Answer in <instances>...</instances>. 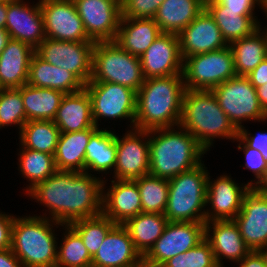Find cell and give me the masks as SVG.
<instances>
[{"mask_svg":"<svg viewBox=\"0 0 267 267\" xmlns=\"http://www.w3.org/2000/svg\"><path fill=\"white\" fill-rule=\"evenodd\" d=\"M161 267H219L210 243L204 239L196 247L180 253Z\"/></svg>","mask_w":267,"mask_h":267,"instance_id":"obj_41","label":"cell"},{"mask_svg":"<svg viewBox=\"0 0 267 267\" xmlns=\"http://www.w3.org/2000/svg\"><path fill=\"white\" fill-rule=\"evenodd\" d=\"M60 133L53 120L27 121L19 133L20 144L24 148L55 155Z\"/></svg>","mask_w":267,"mask_h":267,"instance_id":"obj_35","label":"cell"},{"mask_svg":"<svg viewBox=\"0 0 267 267\" xmlns=\"http://www.w3.org/2000/svg\"><path fill=\"white\" fill-rule=\"evenodd\" d=\"M227 10L254 11L255 5H260L256 0H217Z\"/></svg>","mask_w":267,"mask_h":267,"instance_id":"obj_47","label":"cell"},{"mask_svg":"<svg viewBox=\"0 0 267 267\" xmlns=\"http://www.w3.org/2000/svg\"><path fill=\"white\" fill-rule=\"evenodd\" d=\"M91 267H144L143 257L123 224H116L108 232L92 257Z\"/></svg>","mask_w":267,"mask_h":267,"instance_id":"obj_18","label":"cell"},{"mask_svg":"<svg viewBox=\"0 0 267 267\" xmlns=\"http://www.w3.org/2000/svg\"><path fill=\"white\" fill-rule=\"evenodd\" d=\"M174 128L149 130V174L169 180L202 163L206 150L183 127Z\"/></svg>","mask_w":267,"mask_h":267,"instance_id":"obj_3","label":"cell"},{"mask_svg":"<svg viewBox=\"0 0 267 267\" xmlns=\"http://www.w3.org/2000/svg\"><path fill=\"white\" fill-rule=\"evenodd\" d=\"M184 86L187 90H212L236 76L233 53L229 46L186 57L183 61Z\"/></svg>","mask_w":267,"mask_h":267,"instance_id":"obj_8","label":"cell"},{"mask_svg":"<svg viewBox=\"0 0 267 267\" xmlns=\"http://www.w3.org/2000/svg\"><path fill=\"white\" fill-rule=\"evenodd\" d=\"M74 4L91 41L115 40L121 19L118 0H77Z\"/></svg>","mask_w":267,"mask_h":267,"instance_id":"obj_16","label":"cell"},{"mask_svg":"<svg viewBox=\"0 0 267 267\" xmlns=\"http://www.w3.org/2000/svg\"><path fill=\"white\" fill-rule=\"evenodd\" d=\"M260 106L267 114V84L256 88Z\"/></svg>","mask_w":267,"mask_h":267,"instance_id":"obj_50","label":"cell"},{"mask_svg":"<svg viewBox=\"0 0 267 267\" xmlns=\"http://www.w3.org/2000/svg\"><path fill=\"white\" fill-rule=\"evenodd\" d=\"M8 3L0 0V29H5L6 26Z\"/></svg>","mask_w":267,"mask_h":267,"instance_id":"obj_51","label":"cell"},{"mask_svg":"<svg viewBox=\"0 0 267 267\" xmlns=\"http://www.w3.org/2000/svg\"><path fill=\"white\" fill-rule=\"evenodd\" d=\"M35 5L9 2L5 26L11 39L25 42L34 49L46 38L40 0Z\"/></svg>","mask_w":267,"mask_h":267,"instance_id":"obj_21","label":"cell"},{"mask_svg":"<svg viewBox=\"0 0 267 267\" xmlns=\"http://www.w3.org/2000/svg\"><path fill=\"white\" fill-rule=\"evenodd\" d=\"M263 10H264V12H266V17H267V2H266V5H265Z\"/></svg>","mask_w":267,"mask_h":267,"instance_id":"obj_56","label":"cell"},{"mask_svg":"<svg viewBox=\"0 0 267 267\" xmlns=\"http://www.w3.org/2000/svg\"><path fill=\"white\" fill-rule=\"evenodd\" d=\"M164 0H123L121 2V17L154 18Z\"/></svg>","mask_w":267,"mask_h":267,"instance_id":"obj_43","label":"cell"},{"mask_svg":"<svg viewBox=\"0 0 267 267\" xmlns=\"http://www.w3.org/2000/svg\"><path fill=\"white\" fill-rule=\"evenodd\" d=\"M21 95L26 112V122L53 120L65 96L58 90L34 87L29 84L21 87Z\"/></svg>","mask_w":267,"mask_h":267,"instance_id":"obj_33","label":"cell"},{"mask_svg":"<svg viewBox=\"0 0 267 267\" xmlns=\"http://www.w3.org/2000/svg\"><path fill=\"white\" fill-rule=\"evenodd\" d=\"M258 251L262 255L265 265L267 267V243L263 245Z\"/></svg>","mask_w":267,"mask_h":267,"instance_id":"obj_53","label":"cell"},{"mask_svg":"<svg viewBox=\"0 0 267 267\" xmlns=\"http://www.w3.org/2000/svg\"><path fill=\"white\" fill-rule=\"evenodd\" d=\"M85 88L91 100L92 117L99 128L100 118L127 119L135 128L137 92L116 83H87ZM99 119V120H98Z\"/></svg>","mask_w":267,"mask_h":267,"instance_id":"obj_10","label":"cell"},{"mask_svg":"<svg viewBox=\"0 0 267 267\" xmlns=\"http://www.w3.org/2000/svg\"><path fill=\"white\" fill-rule=\"evenodd\" d=\"M239 267H266L259 251H250L240 262Z\"/></svg>","mask_w":267,"mask_h":267,"instance_id":"obj_48","label":"cell"},{"mask_svg":"<svg viewBox=\"0 0 267 267\" xmlns=\"http://www.w3.org/2000/svg\"><path fill=\"white\" fill-rule=\"evenodd\" d=\"M205 239L210 243L219 267H223V259L238 263L251 251L242 239L234 220L205 222Z\"/></svg>","mask_w":267,"mask_h":267,"instance_id":"obj_22","label":"cell"},{"mask_svg":"<svg viewBox=\"0 0 267 267\" xmlns=\"http://www.w3.org/2000/svg\"><path fill=\"white\" fill-rule=\"evenodd\" d=\"M65 228L63 243L57 248L56 267H91L92 256L80 235L70 225Z\"/></svg>","mask_w":267,"mask_h":267,"instance_id":"obj_38","label":"cell"},{"mask_svg":"<svg viewBox=\"0 0 267 267\" xmlns=\"http://www.w3.org/2000/svg\"><path fill=\"white\" fill-rule=\"evenodd\" d=\"M184 92L183 75L145 79L137 91L135 128L152 130L178 126Z\"/></svg>","mask_w":267,"mask_h":267,"instance_id":"obj_2","label":"cell"},{"mask_svg":"<svg viewBox=\"0 0 267 267\" xmlns=\"http://www.w3.org/2000/svg\"><path fill=\"white\" fill-rule=\"evenodd\" d=\"M221 109L239 130L242 121H265L267 114L260 106L257 91L246 76H235L212 89Z\"/></svg>","mask_w":267,"mask_h":267,"instance_id":"obj_9","label":"cell"},{"mask_svg":"<svg viewBox=\"0 0 267 267\" xmlns=\"http://www.w3.org/2000/svg\"><path fill=\"white\" fill-rule=\"evenodd\" d=\"M27 84L39 88H50L64 94L82 90L85 85L71 72L50 64L36 52L33 54Z\"/></svg>","mask_w":267,"mask_h":267,"instance_id":"obj_28","label":"cell"},{"mask_svg":"<svg viewBox=\"0 0 267 267\" xmlns=\"http://www.w3.org/2000/svg\"><path fill=\"white\" fill-rule=\"evenodd\" d=\"M179 126L207 151L214 138L236 139L239 130L221 109L212 90H187L183 94Z\"/></svg>","mask_w":267,"mask_h":267,"instance_id":"obj_4","label":"cell"},{"mask_svg":"<svg viewBox=\"0 0 267 267\" xmlns=\"http://www.w3.org/2000/svg\"><path fill=\"white\" fill-rule=\"evenodd\" d=\"M95 42H71L45 38L35 52L45 61L73 73L84 85L92 74Z\"/></svg>","mask_w":267,"mask_h":267,"instance_id":"obj_12","label":"cell"},{"mask_svg":"<svg viewBox=\"0 0 267 267\" xmlns=\"http://www.w3.org/2000/svg\"><path fill=\"white\" fill-rule=\"evenodd\" d=\"M140 58L114 41L95 42L88 83H116L138 91L144 83Z\"/></svg>","mask_w":267,"mask_h":267,"instance_id":"obj_7","label":"cell"},{"mask_svg":"<svg viewBox=\"0 0 267 267\" xmlns=\"http://www.w3.org/2000/svg\"><path fill=\"white\" fill-rule=\"evenodd\" d=\"M10 35L5 29H0V54L10 40Z\"/></svg>","mask_w":267,"mask_h":267,"instance_id":"obj_52","label":"cell"},{"mask_svg":"<svg viewBox=\"0 0 267 267\" xmlns=\"http://www.w3.org/2000/svg\"><path fill=\"white\" fill-rule=\"evenodd\" d=\"M40 8L46 38L71 42H93L88 38L74 2L40 0Z\"/></svg>","mask_w":267,"mask_h":267,"instance_id":"obj_15","label":"cell"},{"mask_svg":"<svg viewBox=\"0 0 267 267\" xmlns=\"http://www.w3.org/2000/svg\"><path fill=\"white\" fill-rule=\"evenodd\" d=\"M93 176L57 170L26 193L49 208L52 220L69 225L102 214V187L106 181Z\"/></svg>","mask_w":267,"mask_h":267,"instance_id":"obj_1","label":"cell"},{"mask_svg":"<svg viewBox=\"0 0 267 267\" xmlns=\"http://www.w3.org/2000/svg\"><path fill=\"white\" fill-rule=\"evenodd\" d=\"M205 8V0H164L154 17L162 33L178 35Z\"/></svg>","mask_w":267,"mask_h":267,"instance_id":"obj_30","label":"cell"},{"mask_svg":"<svg viewBox=\"0 0 267 267\" xmlns=\"http://www.w3.org/2000/svg\"><path fill=\"white\" fill-rule=\"evenodd\" d=\"M177 36L183 60L228 46L214 18L205 8Z\"/></svg>","mask_w":267,"mask_h":267,"instance_id":"obj_19","label":"cell"},{"mask_svg":"<svg viewBox=\"0 0 267 267\" xmlns=\"http://www.w3.org/2000/svg\"><path fill=\"white\" fill-rule=\"evenodd\" d=\"M251 187L248 184L240 187L230 176L223 175L214 181L207 178L206 204L211 206L205 212L206 222L215 220H233L242 207L245 193Z\"/></svg>","mask_w":267,"mask_h":267,"instance_id":"obj_20","label":"cell"},{"mask_svg":"<svg viewBox=\"0 0 267 267\" xmlns=\"http://www.w3.org/2000/svg\"><path fill=\"white\" fill-rule=\"evenodd\" d=\"M116 134L111 130L97 129L89 138L85 154V172H107L116 165Z\"/></svg>","mask_w":267,"mask_h":267,"instance_id":"obj_34","label":"cell"},{"mask_svg":"<svg viewBox=\"0 0 267 267\" xmlns=\"http://www.w3.org/2000/svg\"><path fill=\"white\" fill-rule=\"evenodd\" d=\"M61 1L75 2V1H77V0H61Z\"/></svg>","mask_w":267,"mask_h":267,"instance_id":"obj_57","label":"cell"},{"mask_svg":"<svg viewBox=\"0 0 267 267\" xmlns=\"http://www.w3.org/2000/svg\"><path fill=\"white\" fill-rule=\"evenodd\" d=\"M228 46L233 53L237 76H247L267 57V35L261 27Z\"/></svg>","mask_w":267,"mask_h":267,"instance_id":"obj_31","label":"cell"},{"mask_svg":"<svg viewBox=\"0 0 267 267\" xmlns=\"http://www.w3.org/2000/svg\"><path fill=\"white\" fill-rule=\"evenodd\" d=\"M14 216L0 212V251L11 248Z\"/></svg>","mask_w":267,"mask_h":267,"instance_id":"obj_45","label":"cell"},{"mask_svg":"<svg viewBox=\"0 0 267 267\" xmlns=\"http://www.w3.org/2000/svg\"><path fill=\"white\" fill-rule=\"evenodd\" d=\"M144 79L183 75V58L176 34L161 33L140 57Z\"/></svg>","mask_w":267,"mask_h":267,"instance_id":"obj_17","label":"cell"},{"mask_svg":"<svg viewBox=\"0 0 267 267\" xmlns=\"http://www.w3.org/2000/svg\"><path fill=\"white\" fill-rule=\"evenodd\" d=\"M98 127L82 131L61 132L54 155L58 171L85 172V154L90 136Z\"/></svg>","mask_w":267,"mask_h":267,"instance_id":"obj_29","label":"cell"},{"mask_svg":"<svg viewBox=\"0 0 267 267\" xmlns=\"http://www.w3.org/2000/svg\"><path fill=\"white\" fill-rule=\"evenodd\" d=\"M205 239V222H168L163 234L143 257L144 267H161L172 257Z\"/></svg>","mask_w":267,"mask_h":267,"instance_id":"obj_11","label":"cell"},{"mask_svg":"<svg viewBox=\"0 0 267 267\" xmlns=\"http://www.w3.org/2000/svg\"><path fill=\"white\" fill-rule=\"evenodd\" d=\"M53 122L60 132L65 133L96 127L92 117L91 100L85 87L80 91L65 94Z\"/></svg>","mask_w":267,"mask_h":267,"instance_id":"obj_26","label":"cell"},{"mask_svg":"<svg viewBox=\"0 0 267 267\" xmlns=\"http://www.w3.org/2000/svg\"><path fill=\"white\" fill-rule=\"evenodd\" d=\"M161 33L154 18L121 17L114 42L131 55L140 57Z\"/></svg>","mask_w":267,"mask_h":267,"instance_id":"obj_27","label":"cell"},{"mask_svg":"<svg viewBox=\"0 0 267 267\" xmlns=\"http://www.w3.org/2000/svg\"><path fill=\"white\" fill-rule=\"evenodd\" d=\"M235 141H239L238 149L244 151L245 169L248 168V170L252 171L255 175L254 177L258 179L255 183L251 180L247 184L250 187H267V161L261 152L248 146L239 136H237ZM242 144L243 146H241Z\"/></svg>","mask_w":267,"mask_h":267,"instance_id":"obj_42","label":"cell"},{"mask_svg":"<svg viewBox=\"0 0 267 267\" xmlns=\"http://www.w3.org/2000/svg\"><path fill=\"white\" fill-rule=\"evenodd\" d=\"M116 148L114 179L135 180L149 173V130L133 128L123 138L116 135Z\"/></svg>","mask_w":267,"mask_h":267,"instance_id":"obj_14","label":"cell"},{"mask_svg":"<svg viewBox=\"0 0 267 267\" xmlns=\"http://www.w3.org/2000/svg\"><path fill=\"white\" fill-rule=\"evenodd\" d=\"M205 9L214 18L221 30L222 37L229 45L231 42L252 35L260 28L253 11H232L217 0H205Z\"/></svg>","mask_w":267,"mask_h":267,"instance_id":"obj_25","label":"cell"},{"mask_svg":"<svg viewBox=\"0 0 267 267\" xmlns=\"http://www.w3.org/2000/svg\"><path fill=\"white\" fill-rule=\"evenodd\" d=\"M69 225L80 235L83 244L93 257L116 223L109 217L100 214L95 217L76 220Z\"/></svg>","mask_w":267,"mask_h":267,"instance_id":"obj_39","label":"cell"},{"mask_svg":"<svg viewBox=\"0 0 267 267\" xmlns=\"http://www.w3.org/2000/svg\"><path fill=\"white\" fill-rule=\"evenodd\" d=\"M243 126L239 129L238 136L251 148L261 152L264 159L267 161V133H258L255 136L249 133Z\"/></svg>","mask_w":267,"mask_h":267,"instance_id":"obj_44","label":"cell"},{"mask_svg":"<svg viewBox=\"0 0 267 267\" xmlns=\"http://www.w3.org/2000/svg\"><path fill=\"white\" fill-rule=\"evenodd\" d=\"M135 181L140 192L142 212L164 214L169 195L168 179L148 173Z\"/></svg>","mask_w":267,"mask_h":267,"instance_id":"obj_37","label":"cell"},{"mask_svg":"<svg viewBox=\"0 0 267 267\" xmlns=\"http://www.w3.org/2000/svg\"><path fill=\"white\" fill-rule=\"evenodd\" d=\"M49 218L45 215L14 218L11 249L23 267H56L58 245L51 224L64 225Z\"/></svg>","mask_w":267,"mask_h":267,"instance_id":"obj_5","label":"cell"},{"mask_svg":"<svg viewBox=\"0 0 267 267\" xmlns=\"http://www.w3.org/2000/svg\"><path fill=\"white\" fill-rule=\"evenodd\" d=\"M106 194L102 187V214L116 224L142 212L140 192L135 180H112Z\"/></svg>","mask_w":267,"mask_h":267,"instance_id":"obj_23","label":"cell"},{"mask_svg":"<svg viewBox=\"0 0 267 267\" xmlns=\"http://www.w3.org/2000/svg\"><path fill=\"white\" fill-rule=\"evenodd\" d=\"M246 246L258 251L267 243V187H251L233 219Z\"/></svg>","mask_w":267,"mask_h":267,"instance_id":"obj_13","label":"cell"},{"mask_svg":"<svg viewBox=\"0 0 267 267\" xmlns=\"http://www.w3.org/2000/svg\"><path fill=\"white\" fill-rule=\"evenodd\" d=\"M246 77L255 89L267 84V57Z\"/></svg>","mask_w":267,"mask_h":267,"instance_id":"obj_46","label":"cell"},{"mask_svg":"<svg viewBox=\"0 0 267 267\" xmlns=\"http://www.w3.org/2000/svg\"><path fill=\"white\" fill-rule=\"evenodd\" d=\"M205 169L201 163L168 180L169 195L164 212L168 222H206L204 208L209 173Z\"/></svg>","mask_w":267,"mask_h":267,"instance_id":"obj_6","label":"cell"},{"mask_svg":"<svg viewBox=\"0 0 267 267\" xmlns=\"http://www.w3.org/2000/svg\"><path fill=\"white\" fill-rule=\"evenodd\" d=\"M18 155H20L19 170L24 178L31 182L25 190L27 192L57 171L52 154L22 147V151Z\"/></svg>","mask_w":267,"mask_h":267,"instance_id":"obj_36","label":"cell"},{"mask_svg":"<svg viewBox=\"0 0 267 267\" xmlns=\"http://www.w3.org/2000/svg\"><path fill=\"white\" fill-rule=\"evenodd\" d=\"M26 123V112L22 101L21 87L0 89V129L19 125V133Z\"/></svg>","mask_w":267,"mask_h":267,"instance_id":"obj_40","label":"cell"},{"mask_svg":"<svg viewBox=\"0 0 267 267\" xmlns=\"http://www.w3.org/2000/svg\"><path fill=\"white\" fill-rule=\"evenodd\" d=\"M2 1H8V2H21L23 0H2Z\"/></svg>","mask_w":267,"mask_h":267,"instance_id":"obj_55","label":"cell"},{"mask_svg":"<svg viewBox=\"0 0 267 267\" xmlns=\"http://www.w3.org/2000/svg\"><path fill=\"white\" fill-rule=\"evenodd\" d=\"M256 1L260 4V6H261L260 8H261V9H264L267 0H256Z\"/></svg>","mask_w":267,"mask_h":267,"instance_id":"obj_54","label":"cell"},{"mask_svg":"<svg viewBox=\"0 0 267 267\" xmlns=\"http://www.w3.org/2000/svg\"><path fill=\"white\" fill-rule=\"evenodd\" d=\"M167 223L164 214L141 212L123 225L129 231L135 248L144 257L163 234Z\"/></svg>","mask_w":267,"mask_h":267,"instance_id":"obj_32","label":"cell"},{"mask_svg":"<svg viewBox=\"0 0 267 267\" xmlns=\"http://www.w3.org/2000/svg\"><path fill=\"white\" fill-rule=\"evenodd\" d=\"M0 267H23L11 248L0 251Z\"/></svg>","mask_w":267,"mask_h":267,"instance_id":"obj_49","label":"cell"},{"mask_svg":"<svg viewBox=\"0 0 267 267\" xmlns=\"http://www.w3.org/2000/svg\"><path fill=\"white\" fill-rule=\"evenodd\" d=\"M35 49L25 42L10 39L0 54V89L27 84L30 61Z\"/></svg>","mask_w":267,"mask_h":267,"instance_id":"obj_24","label":"cell"}]
</instances>
